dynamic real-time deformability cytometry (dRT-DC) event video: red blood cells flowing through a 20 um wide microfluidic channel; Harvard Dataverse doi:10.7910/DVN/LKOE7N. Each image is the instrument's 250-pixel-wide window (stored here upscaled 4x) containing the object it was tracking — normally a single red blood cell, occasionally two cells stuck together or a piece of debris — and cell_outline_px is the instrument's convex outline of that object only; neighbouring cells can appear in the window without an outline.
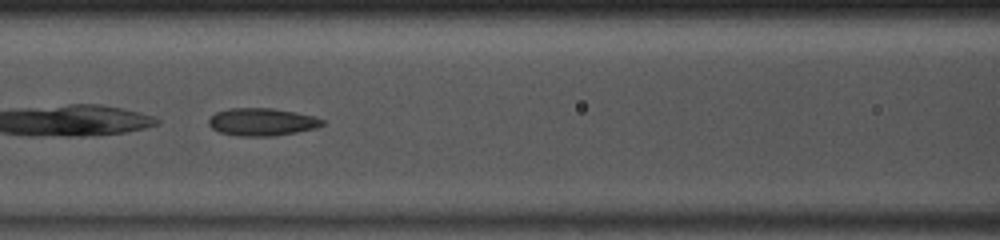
{"species": "common noctule bat (a hibernating species)", "species_latin": "Nyctalus noctula", "temperature_condition": "room temperature", "stored_images_in_passage": 35, "camera_frame_rate_fps": 3000, "um_per_image_px": 0.085, "animal": {"sex": "male", "body_mass_g": 13.0, "forearm_length_mm": 53.1}, "frame": {"image": 1, "passage_image": 11, "time_ms": 3.333, "image_size_px": [1000, 240], "cell_outline_px": [[324, 124], [316, 128], [276, 136], [236, 136], [220, 132], [212, 128], [208, 124], [208, 120], [216, 112], [228, 108], [272, 108], [296, 112], [312, 116], [324, 120]], "centroid_in_image_um": [22.25, 10.36], "position_along_channel_um": 144.3, "area_um2": 18.32}, "authors_computed_cell_mechanics": {"area_um2": 18.5538, "velocity_mm_per_s": 4.0935, "shape_relaxation_time_tau1_ms": 10.5387, "shape_relaxation_time_tau2_ms": 2.8704, "deformation_change_tau1": 0.1573, "deformation_change_tau2": 0.1024}}